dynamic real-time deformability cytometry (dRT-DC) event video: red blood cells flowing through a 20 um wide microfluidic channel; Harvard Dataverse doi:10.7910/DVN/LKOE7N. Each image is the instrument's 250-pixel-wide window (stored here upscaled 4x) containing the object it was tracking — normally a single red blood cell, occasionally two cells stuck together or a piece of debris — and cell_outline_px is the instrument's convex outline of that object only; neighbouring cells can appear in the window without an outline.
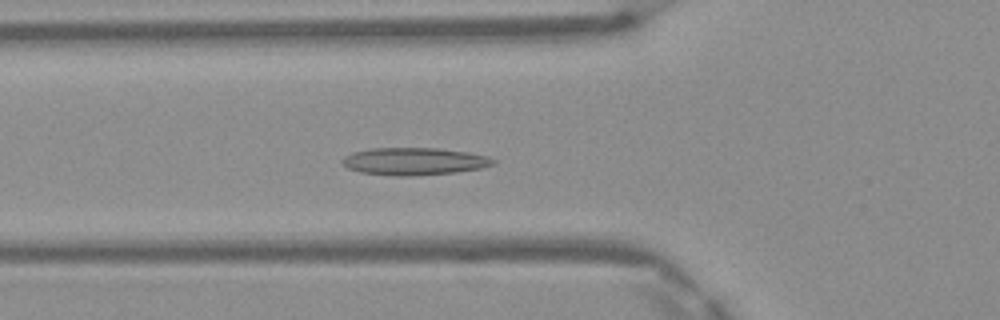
{"species": "Egyptian fruit bat (a non-hibernating species)", "species_latin": "Rousettus aegyptiacus", "temperature_condition": "warm", "stored_images_in_passage": 48, "camera_frame_rate_fps": 3000, "um_per_image_px": 0.085, "frame": {"image": 1, "passage_image": 17, "time_ms": 5.333, "image_size_px": [1000, 320], "cell_outline_px": [[496, 164], [480, 168], [456, 172], [412, 176], [392, 176], [360, 172], [348, 168], [340, 160], [344, 156], [352, 152], [372, 148], [440, 148], [468, 152], [488, 156], [496, 160]], "centroid_in_image_um": [35.21, 13.71], "position_along_channel_um": 90.6, "area_um2": 24.28}}
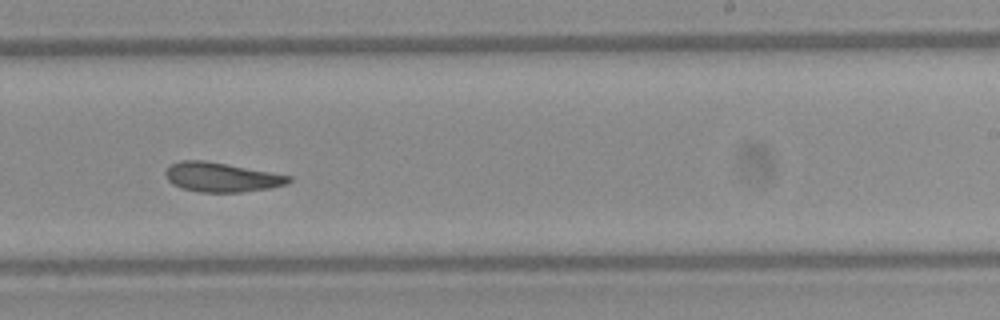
{"frame": {"image": 2, "passage_image": 30, "time_ms": 9.667, "image_size_px": [1000, 320], "cell_outline_px": [[292, 180], [288, 184], [268, 188], [240, 192], [200, 192], [180, 188], [172, 184], [168, 180], [164, 172], [172, 164], [180, 160], [204, 160], [292, 176]], "centroid_in_image_um": [18.81, 15.06], "position_along_channel_um": 270.2, "area_um2": 20.98}}
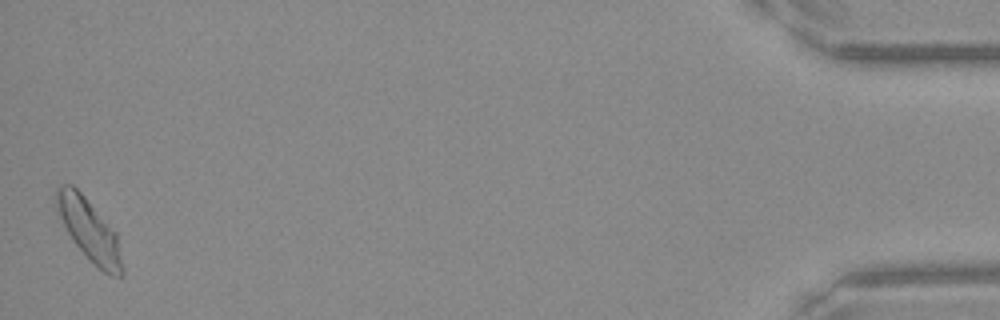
{"frame": {"image": 3, "passage_image": 48, "time_ms": 15.667, "image_size_px": [1000, 320], "cell_outline_px": [[124, 272], [120, 276], [112, 276], [104, 272], [72, 240], [60, 216], [56, 204], [56, 188], [60, 184], [72, 184], [84, 196], [116, 232], [124, 268]], "centroid_in_image_um": [7.61, 19.53], "position_along_channel_um": 427.6, "area_um2": 23.0}, "authors_computed_cell_mechanics": {"area_um2": 21.9929, "velocity_mm_per_s": 4.1343, "shape_relaxation_time_tau1_ms": 9.3325, "shape_relaxation_time_tau2_ms": 2.7488, "deformation_change_tau1": 0.2273, "deformation_change_tau2": 0.0918}}